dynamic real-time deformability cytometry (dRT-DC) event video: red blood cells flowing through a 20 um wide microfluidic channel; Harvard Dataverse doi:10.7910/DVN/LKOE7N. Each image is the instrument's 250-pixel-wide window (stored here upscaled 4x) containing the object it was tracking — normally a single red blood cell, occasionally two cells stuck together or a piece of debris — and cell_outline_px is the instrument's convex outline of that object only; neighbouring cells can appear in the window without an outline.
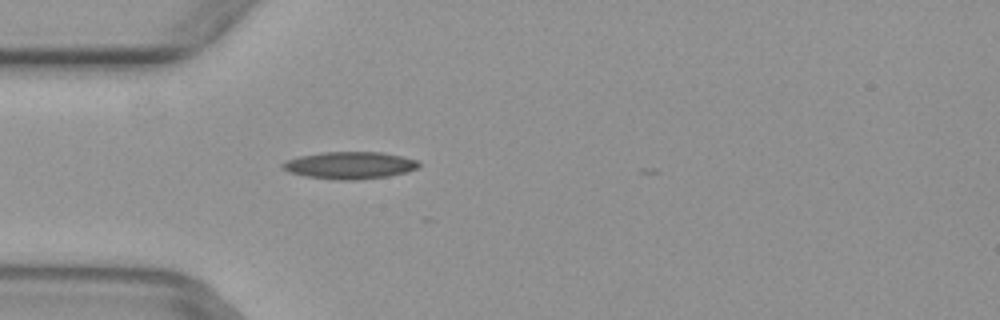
{"species": "common noctule bat (a hibernating species)", "species_latin": "Nyctalus noctula", "temperature_condition": "warm", "stored_images_in_passage": 4, "camera_frame_rate_fps": 3000, "um_per_image_px": 0.085, "animal": {"sex": "female", "body_mass_g": 29.2, "forearm_length_mm": 56.3}, "frame": {"image": 1, "passage_image": 4, "time_ms": 1.0, "image_size_px": [1000, 320], "cell_outline_px": [[420, 164], [416, 168], [408, 172], [388, 176], [360, 180], [340, 180], [304, 176], [288, 172], [280, 164], [284, 160], [300, 156], [324, 152], [380, 152], [400, 156], [416, 160]], "centroid_in_image_um": [29.7, 14.06], "position_along_channel_um": 55.3, "area_um2": 21.56}}